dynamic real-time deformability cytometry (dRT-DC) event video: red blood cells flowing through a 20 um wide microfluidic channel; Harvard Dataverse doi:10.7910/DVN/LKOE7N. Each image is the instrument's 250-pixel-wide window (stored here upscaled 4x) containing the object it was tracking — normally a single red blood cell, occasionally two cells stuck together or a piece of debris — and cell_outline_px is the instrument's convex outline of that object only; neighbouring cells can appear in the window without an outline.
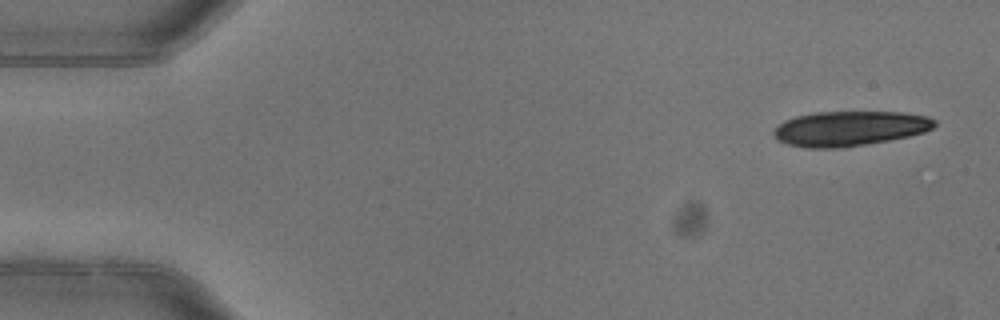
{"species": "common noctule bat (a hibernating species)", "species_latin": "Nyctalus noctula", "temperature_condition": "warm", "stored_images_in_passage": 6, "camera_frame_rate_fps": 3000, "um_per_image_px": 0.085, "animal": {"sex": "female"}, "frame": {"image": 1, "passage_image": 1, "time_ms": 0.0, "image_size_px": [1000, 320], "cell_outline_px": [[936, 124], [932, 128], [924, 132], [908, 136], [868, 144], [844, 148], [804, 148], [788, 144], [776, 140], [772, 136], [772, 132], [784, 120], [796, 116], [816, 112], [900, 112], [928, 116], [936, 120]], "centroid_in_image_um": [72.19, 10.93], "position_along_channel_um": 12.8, "area_um2": 32.89}}
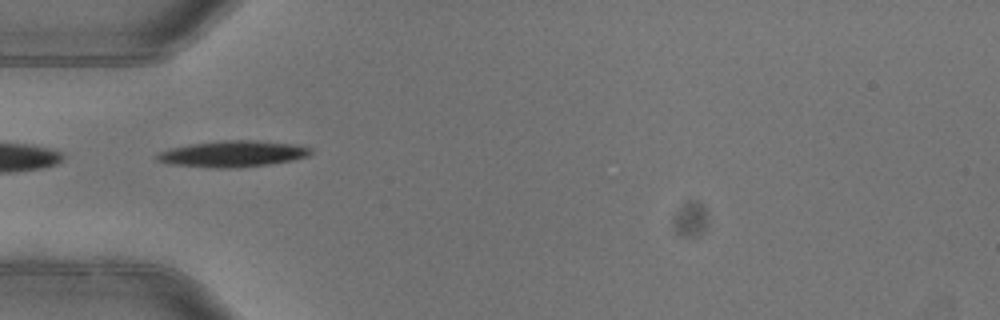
{"frame": {"image": 2, "passage_image": 5, "time_ms": 1.333, "image_size_px": [1000, 320], "cell_outline_px": [[312, 152], [308, 156], [292, 160], [268, 164], [236, 168], [208, 168], [168, 164], [156, 160], [156, 156], [160, 152], [168, 148], [188, 144], [224, 140], [252, 140], [296, 144], [312, 148]], "centroid_in_image_um": [19.75, 13.08], "position_along_channel_um": 65.3, "area_um2": 23.7}}
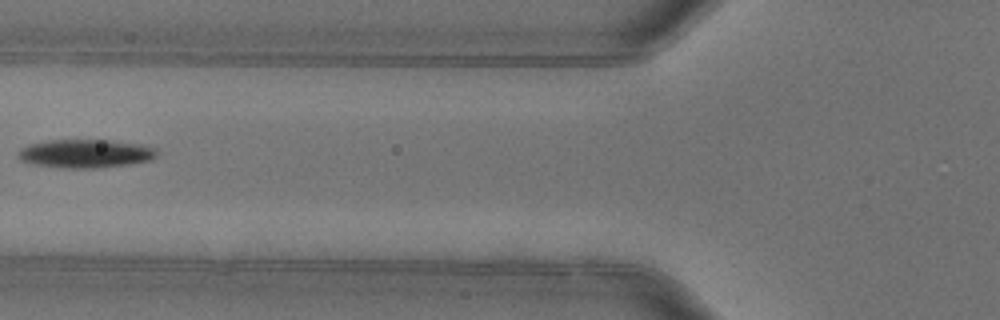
{"frame": {"image": 3, "passage_image": 6, "time_ms": 1.667, "image_size_px": [1000, 320], "cell_outline_px": [[156, 156], [152, 160], [128, 164], [96, 168], [68, 168], [36, 164], [20, 160], [16, 156], [20, 148], [28, 144], [48, 140], [112, 140], [140, 144], [156, 148]], "centroid_in_image_um": [7.26, 13.04], "position_along_channel_um": 118.5, "area_um2": 23.0}}